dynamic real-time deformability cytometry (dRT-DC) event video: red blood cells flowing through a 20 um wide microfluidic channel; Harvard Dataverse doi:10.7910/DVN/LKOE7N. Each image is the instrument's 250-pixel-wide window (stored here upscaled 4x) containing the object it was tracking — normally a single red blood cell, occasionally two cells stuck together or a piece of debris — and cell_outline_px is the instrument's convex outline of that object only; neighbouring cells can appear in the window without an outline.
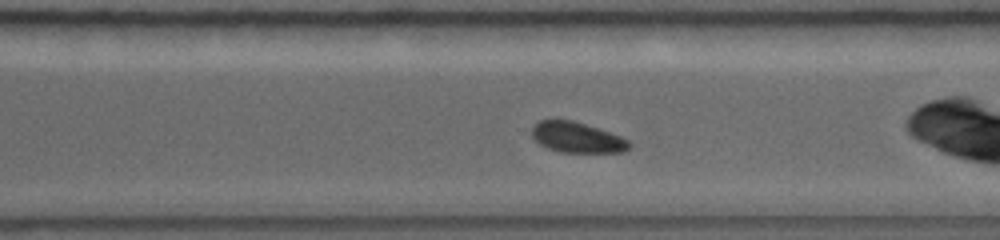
{"species": "common noctule bat (a hibernating species)", "species_latin": "Nyctalus noctula", "temperature_condition": "warm", "stored_images_in_passage": 18, "camera_frame_rate_fps": 5000, "um_per_image_px": 0.085, "animal": {"sex": "female", "body_mass_g": 19.0, "forearm_length_mm": 56.7}, "frame": {"image": 1, "passage_image": 13, "time_ms": 5.2, "image_size_px": [1000, 240], "cell_outline_px": [[632, 144], [624, 152], [560, 152], [548, 148], [540, 144], [532, 136], [532, 124], [540, 120], [572, 120], [620, 136], [628, 140]], "centroid_in_image_um": [49.02, 11.68], "position_along_channel_um": 321.6, "area_um2": 17.11}}